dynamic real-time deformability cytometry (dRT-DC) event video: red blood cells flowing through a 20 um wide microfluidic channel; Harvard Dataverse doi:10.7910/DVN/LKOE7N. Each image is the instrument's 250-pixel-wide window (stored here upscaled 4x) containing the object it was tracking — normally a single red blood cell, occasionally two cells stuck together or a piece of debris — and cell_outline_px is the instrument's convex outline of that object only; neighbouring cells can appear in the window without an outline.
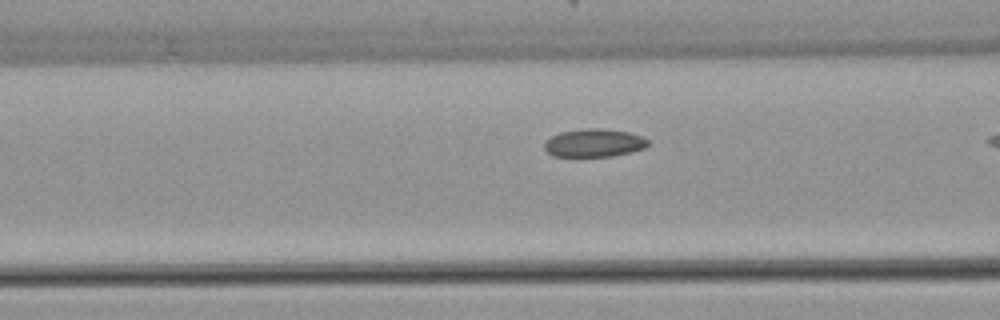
{"species": "common noctule bat (a hibernating species)", "species_latin": "Nyctalus noctula", "temperature_condition": "warm", "stored_images_in_passage": 21, "camera_frame_rate_fps": 3000, "um_per_image_px": 0.085, "animal": {"sex": "female", "body_mass_g": 22.7, "forearm_length_mm": 54.2}, "frame": {"image": 1, "passage_image": 15, "time_ms": 4.667, "image_size_px": [1000, 320], "cell_outline_px": [[648, 144], [644, 148], [632, 152], [612, 156], [552, 156], [544, 148], [544, 144], [552, 136], [560, 132], [580, 128], [604, 128], [628, 132], [640, 136], [648, 140]], "centroid_in_image_um": [50.49, 12.14], "position_along_channel_um": 116.1, "area_um2": 16.94}}
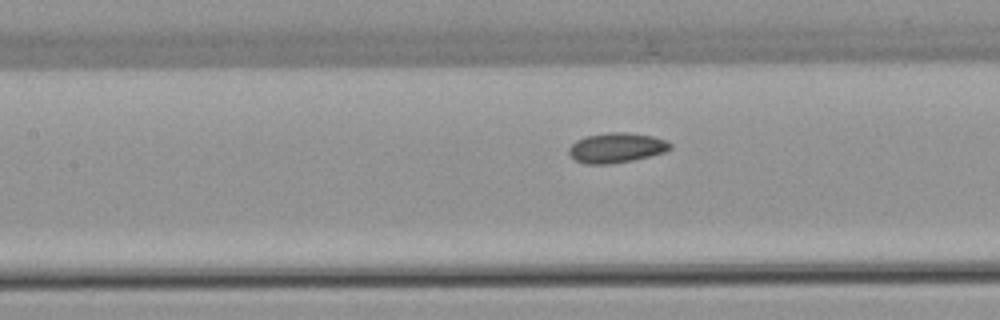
{"frame": {"image": 2, "passage_image": 18, "time_ms": 5.667, "image_size_px": [1000, 320], "cell_outline_px": [[672, 148], [664, 152], [632, 160], [612, 164], [584, 164], [576, 160], [568, 152], [568, 148], [576, 140], [588, 136], [608, 132], [624, 132], [652, 136], [668, 140], [672, 144]], "centroid_in_image_um": [52.41, 12.56], "position_along_channel_um": 155.0, "area_um2": 17.63}}